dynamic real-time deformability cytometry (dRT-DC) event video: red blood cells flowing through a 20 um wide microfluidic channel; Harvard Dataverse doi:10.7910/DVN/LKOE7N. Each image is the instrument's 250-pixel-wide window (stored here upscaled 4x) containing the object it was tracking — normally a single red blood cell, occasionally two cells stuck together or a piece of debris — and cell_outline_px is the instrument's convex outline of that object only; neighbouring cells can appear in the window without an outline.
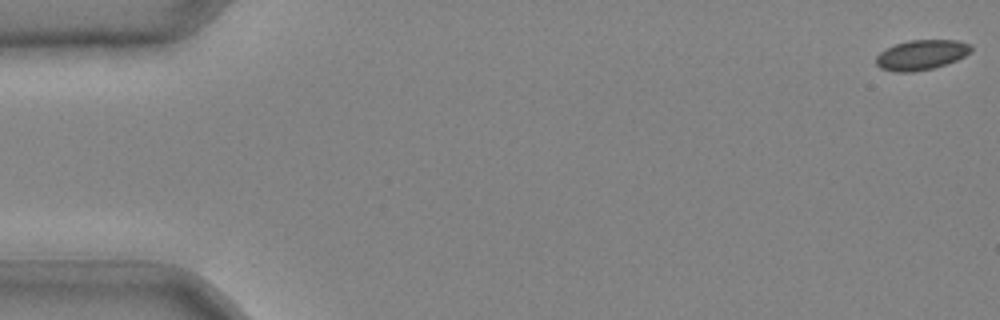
{"species": "common noctule bat (a hibernating species)", "species_latin": "Nyctalus noctula", "temperature_condition": "cold", "stored_images_in_passage": 40, "camera_frame_rate_fps": 3000, "um_per_image_px": 0.085, "animal": {"sex": "male", "body_mass_g": 20.4}, "frame": {"image": 1, "passage_image": 1, "time_ms": 0.0, "image_size_px": [1000, 320], "cell_outline_px": [[972, 48], [964, 56], [956, 60], [932, 68], [912, 72], [896, 72], [880, 68], [876, 64], [876, 56], [884, 48], [908, 40], [956, 40], [972, 44]], "centroid_in_image_um": [78.28, 4.65], "position_along_channel_um": 6.7, "area_um2": 16.53}}
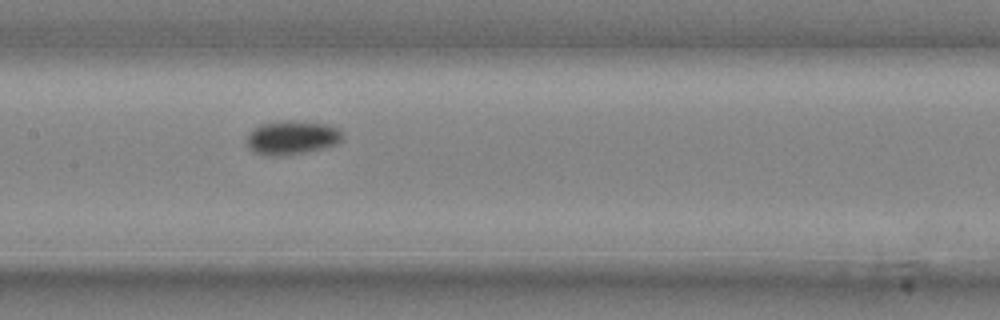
{"frame": {"image": 2, "passage_image": 22, "time_ms": 7.0, "image_size_px": [1000, 320], "cell_outline_px": [[344, 136], [336, 144], [324, 148], [308, 152], [288, 156], [264, 156], [252, 152], [248, 148], [248, 136], [252, 128], [260, 124], [284, 120], [292, 120], [324, 124], [340, 128]], "centroid_in_image_um": [24.8, 11.71], "position_along_channel_um": 182.6, "area_um2": 19.31}}
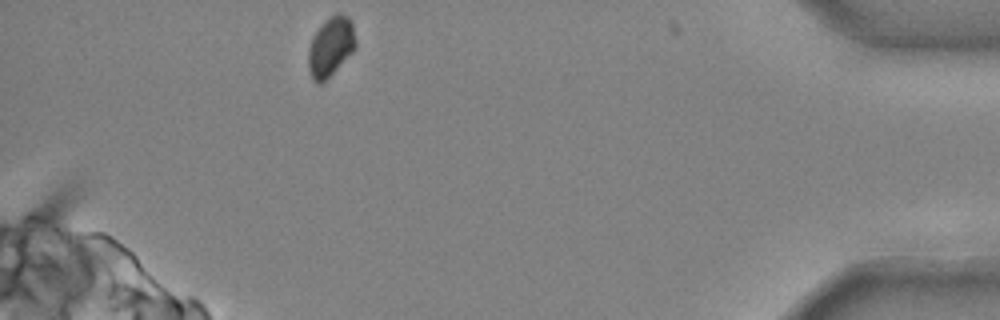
{"frame": {"image": 3, "passage_image": 40, "time_ms": 13.0, "image_size_px": [1000, 320], "cell_outline_px": [[356, 48], [320, 84], [316, 84], [312, 80], [308, 64], [308, 48], [312, 36], [324, 20], [336, 12], [340, 12], [348, 16], [352, 20], [356, 40]], "centroid_in_image_um": [28.11, 3.91], "position_along_channel_um": 407.1, "area_um2": 16.47}}